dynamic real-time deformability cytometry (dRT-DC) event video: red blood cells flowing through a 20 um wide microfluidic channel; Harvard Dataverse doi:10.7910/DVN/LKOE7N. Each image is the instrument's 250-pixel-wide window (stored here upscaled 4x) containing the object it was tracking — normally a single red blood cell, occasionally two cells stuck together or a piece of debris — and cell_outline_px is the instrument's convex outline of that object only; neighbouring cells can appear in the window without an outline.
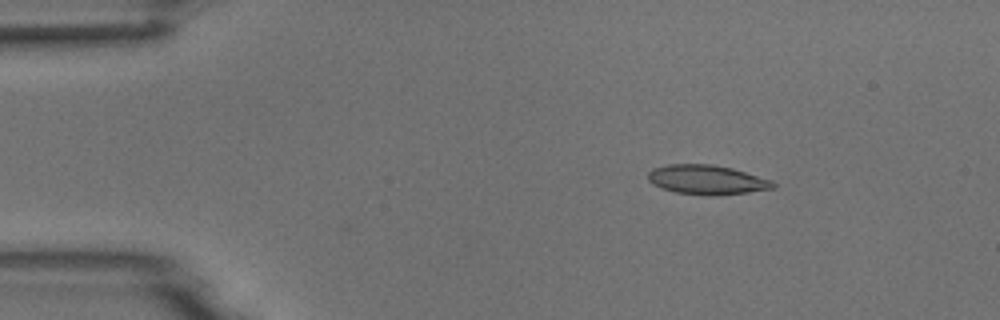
{"species": "common noctule bat (a hibernating species)", "species_latin": "Nyctalus noctula", "temperature_condition": "room temperature", "stored_images_in_passage": 2, "camera_frame_rate_fps": 3000, "um_per_image_px": 0.085, "animal": {"sex": "male", "body_mass_g": 18.8}, "frame": {"image": 1, "passage_image": 2, "time_ms": 1.0, "image_size_px": [1000, 320], "cell_outline_px": [[776, 188], [748, 192], [716, 196], [712, 196], [676, 192], [660, 188], [652, 184], [648, 180], [648, 172], [652, 168], [668, 164], [712, 164], [732, 168], [772, 180], [776, 184]], "centroid_in_image_um": [60.08, 15.28], "position_along_channel_um": 24.9, "area_um2": 21.62}}